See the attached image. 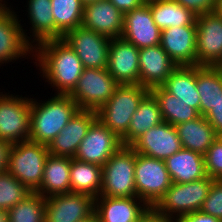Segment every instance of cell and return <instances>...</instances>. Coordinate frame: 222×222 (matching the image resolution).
<instances>
[{
  "label": "cell",
  "mask_w": 222,
  "mask_h": 222,
  "mask_svg": "<svg viewBox=\"0 0 222 222\" xmlns=\"http://www.w3.org/2000/svg\"><path fill=\"white\" fill-rule=\"evenodd\" d=\"M33 60L45 82L56 89L54 94L69 95L84 69L76 52L63 39L38 44L34 48Z\"/></svg>",
  "instance_id": "6da1fadb"
},
{
  "label": "cell",
  "mask_w": 222,
  "mask_h": 222,
  "mask_svg": "<svg viewBox=\"0 0 222 222\" xmlns=\"http://www.w3.org/2000/svg\"><path fill=\"white\" fill-rule=\"evenodd\" d=\"M79 110L70 95L53 94L45 101L31 98L29 140L48 146Z\"/></svg>",
  "instance_id": "7a4b0ae2"
},
{
  "label": "cell",
  "mask_w": 222,
  "mask_h": 222,
  "mask_svg": "<svg viewBox=\"0 0 222 222\" xmlns=\"http://www.w3.org/2000/svg\"><path fill=\"white\" fill-rule=\"evenodd\" d=\"M48 146L25 140L12 143L8 154L7 171L31 192H35L43 180Z\"/></svg>",
  "instance_id": "3957f363"
},
{
  "label": "cell",
  "mask_w": 222,
  "mask_h": 222,
  "mask_svg": "<svg viewBox=\"0 0 222 222\" xmlns=\"http://www.w3.org/2000/svg\"><path fill=\"white\" fill-rule=\"evenodd\" d=\"M150 90L139 84L119 85L97 111V119L120 139L128 132L133 114Z\"/></svg>",
  "instance_id": "277c9868"
},
{
  "label": "cell",
  "mask_w": 222,
  "mask_h": 222,
  "mask_svg": "<svg viewBox=\"0 0 222 222\" xmlns=\"http://www.w3.org/2000/svg\"><path fill=\"white\" fill-rule=\"evenodd\" d=\"M136 152L122 145L102 167L100 196L137 197L135 189Z\"/></svg>",
  "instance_id": "5b68a950"
},
{
  "label": "cell",
  "mask_w": 222,
  "mask_h": 222,
  "mask_svg": "<svg viewBox=\"0 0 222 222\" xmlns=\"http://www.w3.org/2000/svg\"><path fill=\"white\" fill-rule=\"evenodd\" d=\"M214 179L206 176L189 183H175L153 206L159 213L178 221L183 215L200 211Z\"/></svg>",
  "instance_id": "8992f818"
},
{
  "label": "cell",
  "mask_w": 222,
  "mask_h": 222,
  "mask_svg": "<svg viewBox=\"0 0 222 222\" xmlns=\"http://www.w3.org/2000/svg\"><path fill=\"white\" fill-rule=\"evenodd\" d=\"M0 92V140L16 143L30 138L31 97Z\"/></svg>",
  "instance_id": "52a82bcc"
},
{
  "label": "cell",
  "mask_w": 222,
  "mask_h": 222,
  "mask_svg": "<svg viewBox=\"0 0 222 222\" xmlns=\"http://www.w3.org/2000/svg\"><path fill=\"white\" fill-rule=\"evenodd\" d=\"M171 185L164 160L136 153L135 189L138 198L153 207Z\"/></svg>",
  "instance_id": "ba28073f"
},
{
  "label": "cell",
  "mask_w": 222,
  "mask_h": 222,
  "mask_svg": "<svg viewBox=\"0 0 222 222\" xmlns=\"http://www.w3.org/2000/svg\"><path fill=\"white\" fill-rule=\"evenodd\" d=\"M119 83L106 69L84 68L77 86L69 94L80 110L97 111L114 94Z\"/></svg>",
  "instance_id": "9c48e42d"
},
{
  "label": "cell",
  "mask_w": 222,
  "mask_h": 222,
  "mask_svg": "<svg viewBox=\"0 0 222 222\" xmlns=\"http://www.w3.org/2000/svg\"><path fill=\"white\" fill-rule=\"evenodd\" d=\"M62 39L76 52L83 68L108 67L110 37L80 26L66 32Z\"/></svg>",
  "instance_id": "30bf717a"
},
{
  "label": "cell",
  "mask_w": 222,
  "mask_h": 222,
  "mask_svg": "<svg viewBox=\"0 0 222 222\" xmlns=\"http://www.w3.org/2000/svg\"><path fill=\"white\" fill-rule=\"evenodd\" d=\"M198 66H222V18L215 12L196 17Z\"/></svg>",
  "instance_id": "8fae6325"
},
{
  "label": "cell",
  "mask_w": 222,
  "mask_h": 222,
  "mask_svg": "<svg viewBox=\"0 0 222 222\" xmlns=\"http://www.w3.org/2000/svg\"><path fill=\"white\" fill-rule=\"evenodd\" d=\"M121 146V139L96 119L78 146L74 158L103 167Z\"/></svg>",
  "instance_id": "7c38bea8"
},
{
  "label": "cell",
  "mask_w": 222,
  "mask_h": 222,
  "mask_svg": "<svg viewBox=\"0 0 222 222\" xmlns=\"http://www.w3.org/2000/svg\"><path fill=\"white\" fill-rule=\"evenodd\" d=\"M95 199L87 194L67 192L46 198L45 222H80L94 214Z\"/></svg>",
  "instance_id": "4fadbf2b"
},
{
  "label": "cell",
  "mask_w": 222,
  "mask_h": 222,
  "mask_svg": "<svg viewBox=\"0 0 222 222\" xmlns=\"http://www.w3.org/2000/svg\"><path fill=\"white\" fill-rule=\"evenodd\" d=\"M14 11L13 7L0 9V66L25 57L33 60L34 48L26 41L22 31L25 26Z\"/></svg>",
  "instance_id": "5bb4252c"
},
{
  "label": "cell",
  "mask_w": 222,
  "mask_h": 222,
  "mask_svg": "<svg viewBox=\"0 0 222 222\" xmlns=\"http://www.w3.org/2000/svg\"><path fill=\"white\" fill-rule=\"evenodd\" d=\"M136 153L165 160L183 147L175 126L163 121L143 133L130 145Z\"/></svg>",
  "instance_id": "9a60e30c"
},
{
  "label": "cell",
  "mask_w": 222,
  "mask_h": 222,
  "mask_svg": "<svg viewBox=\"0 0 222 222\" xmlns=\"http://www.w3.org/2000/svg\"><path fill=\"white\" fill-rule=\"evenodd\" d=\"M139 52L124 38H111L107 70L119 85L139 84Z\"/></svg>",
  "instance_id": "2e32d148"
},
{
  "label": "cell",
  "mask_w": 222,
  "mask_h": 222,
  "mask_svg": "<svg viewBox=\"0 0 222 222\" xmlns=\"http://www.w3.org/2000/svg\"><path fill=\"white\" fill-rule=\"evenodd\" d=\"M139 50L160 44L161 29L155 24L149 8V0L139 8L124 14L121 35Z\"/></svg>",
  "instance_id": "e0dca14e"
},
{
  "label": "cell",
  "mask_w": 222,
  "mask_h": 222,
  "mask_svg": "<svg viewBox=\"0 0 222 222\" xmlns=\"http://www.w3.org/2000/svg\"><path fill=\"white\" fill-rule=\"evenodd\" d=\"M196 25L169 27L161 31L160 45L178 66H196Z\"/></svg>",
  "instance_id": "ac0fdd59"
},
{
  "label": "cell",
  "mask_w": 222,
  "mask_h": 222,
  "mask_svg": "<svg viewBox=\"0 0 222 222\" xmlns=\"http://www.w3.org/2000/svg\"><path fill=\"white\" fill-rule=\"evenodd\" d=\"M97 119L96 111L79 110L48 145L51 155L74 158L78 146Z\"/></svg>",
  "instance_id": "d6986e66"
},
{
  "label": "cell",
  "mask_w": 222,
  "mask_h": 222,
  "mask_svg": "<svg viewBox=\"0 0 222 222\" xmlns=\"http://www.w3.org/2000/svg\"><path fill=\"white\" fill-rule=\"evenodd\" d=\"M177 67L160 44L140 49L139 85L149 90L161 86Z\"/></svg>",
  "instance_id": "ffe728a7"
},
{
  "label": "cell",
  "mask_w": 222,
  "mask_h": 222,
  "mask_svg": "<svg viewBox=\"0 0 222 222\" xmlns=\"http://www.w3.org/2000/svg\"><path fill=\"white\" fill-rule=\"evenodd\" d=\"M81 26L110 38L121 37L124 14L109 0H98L84 7Z\"/></svg>",
  "instance_id": "44dd1931"
},
{
  "label": "cell",
  "mask_w": 222,
  "mask_h": 222,
  "mask_svg": "<svg viewBox=\"0 0 222 222\" xmlns=\"http://www.w3.org/2000/svg\"><path fill=\"white\" fill-rule=\"evenodd\" d=\"M148 207L138 197L98 196L94 213L99 222H138Z\"/></svg>",
  "instance_id": "7402d4cb"
},
{
  "label": "cell",
  "mask_w": 222,
  "mask_h": 222,
  "mask_svg": "<svg viewBox=\"0 0 222 222\" xmlns=\"http://www.w3.org/2000/svg\"><path fill=\"white\" fill-rule=\"evenodd\" d=\"M25 7L29 18L30 32L23 29V34L26 41L35 48L38 44L47 41L55 40V23L52 14L51 0H27ZM31 34L30 37L27 34ZM33 37V38H32Z\"/></svg>",
  "instance_id": "603a6c76"
},
{
  "label": "cell",
  "mask_w": 222,
  "mask_h": 222,
  "mask_svg": "<svg viewBox=\"0 0 222 222\" xmlns=\"http://www.w3.org/2000/svg\"><path fill=\"white\" fill-rule=\"evenodd\" d=\"M172 182L189 183L207 176L204 155L182 148L165 160Z\"/></svg>",
  "instance_id": "cb8c5ba5"
},
{
  "label": "cell",
  "mask_w": 222,
  "mask_h": 222,
  "mask_svg": "<svg viewBox=\"0 0 222 222\" xmlns=\"http://www.w3.org/2000/svg\"><path fill=\"white\" fill-rule=\"evenodd\" d=\"M71 158L49 154L44 167L43 180L35 191L44 198L71 192Z\"/></svg>",
  "instance_id": "d4e9b609"
},
{
  "label": "cell",
  "mask_w": 222,
  "mask_h": 222,
  "mask_svg": "<svg viewBox=\"0 0 222 222\" xmlns=\"http://www.w3.org/2000/svg\"><path fill=\"white\" fill-rule=\"evenodd\" d=\"M163 121L159 104L149 91L140 101L133 114L128 132L121 138L122 145H131L143 133Z\"/></svg>",
  "instance_id": "484cf974"
},
{
  "label": "cell",
  "mask_w": 222,
  "mask_h": 222,
  "mask_svg": "<svg viewBox=\"0 0 222 222\" xmlns=\"http://www.w3.org/2000/svg\"><path fill=\"white\" fill-rule=\"evenodd\" d=\"M178 137L184 149L204 155L217 135L210 122L204 116L177 124Z\"/></svg>",
  "instance_id": "4316f807"
},
{
  "label": "cell",
  "mask_w": 222,
  "mask_h": 222,
  "mask_svg": "<svg viewBox=\"0 0 222 222\" xmlns=\"http://www.w3.org/2000/svg\"><path fill=\"white\" fill-rule=\"evenodd\" d=\"M161 86L200 112L201 98L196 86V66H178Z\"/></svg>",
  "instance_id": "83f0119b"
},
{
  "label": "cell",
  "mask_w": 222,
  "mask_h": 222,
  "mask_svg": "<svg viewBox=\"0 0 222 222\" xmlns=\"http://www.w3.org/2000/svg\"><path fill=\"white\" fill-rule=\"evenodd\" d=\"M200 115L205 116L222 99V66L196 65Z\"/></svg>",
  "instance_id": "f1b7e54d"
},
{
  "label": "cell",
  "mask_w": 222,
  "mask_h": 222,
  "mask_svg": "<svg viewBox=\"0 0 222 222\" xmlns=\"http://www.w3.org/2000/svg\"><path fill=\"white\" fill-rule=\"evenodd\" d=\"M155 24L162 30L169 27L196 25V15L175 0H149Z\"/></svg>",
  "instance_id": "f546056e"
},
{
  "label": "cell",
  "mask_w": 222,
  "mask_h": 222,
  "mask_svg": "<svg viewBox=\"0 0 222 222\" xmlns=\"http://www.w3.org/2000/svg\"><path fill=\"white\" fill-rule=\"evenodd\" d=\"M71 192L83 193L94 199L100 196L102 187V167L71 158Z\"/></svg>",
  "instance_id": "4dcf8cb0"
},
{
  "label": "cell",
  "mask_w": 222,
  "mask_h": 222,
  "mask_svg": "<svg viewBox=\"0 0 222 222\" xmlns=\"http://www.w3.org/2000/svg\"><path fill=\"white\" fill-rule=\"evenodd\" d=\"M150 92L159 104L163 120L172 126L201 116L197 109L189 107L176 96L168 93L162 86L153 87Z\"/></svg>",
  "instance_id": "1f68e13d"
},
{
  "label": "cell",
  "mask_w": 222,
  "mask_h": 222,
  "mask_svg": "<svg viewBox=\"0 0 222 222\" xmlns=\"http://www.w3.org/2000/svg\"><path fill=\"white\" fill-rule=\"evenodd\" d=\"M51 5L55 39H62L66 32L81 26L84 6L80 0H51Z\"/></svg>",
  "instance_id": "d6a6232c"
},
{
  "label": "cell",
  "mask_w": 222,
  "mask_h": 222,
  "mask_svg": "<svg viewBox=\"0 0 222 222\" xmlns=\"http://www.w3.org/2000/svg\"><path fill=\"white\" fill-rule=\"evenodd\" d=\"M46 198L32 192L8 212L9 222H45Z\"/></svg>",
  "instance_id": "836d02e7"
},
{
  "label": "cell",
  "mask_w": 222,
  "mask_h": 222,
  "mask_svg": "<svg viewBox=\"0 0 222 222\" xmlns=\"http://www.w3.org/2000/svg\"><path fill=\"white\" fill-rule=\"evenodd\" d=\"M32 192L7 170L0 172V209L9 211Z\"/></svg>",
  "instance_id": "e575fe53"
},
{
  "label": "cell",
  "mask_w": 222,
  "mask_h": 222,
  "mask_svg": "<svg viewBox=\"0 0 222 222\" xmlns=\"http://www.w3.org/2000/svg\"><path fill=\"white\" fill-rule=\"evenodd\" d=\"M205 171L212 179H222V137H217L204 154Z\"/></svg>",
  "instance_id": "d590c367"
},
{
  "label": "cell",
  "mask_w": 222,
  "mask_h": 222,
  "mask_svg": "<svg viewBox=\"0 0 222 222\" xmlns=\"http://www.w3.org/2000/svg\"><path fill=\"white\" fill-rule=\"evenodd\" d=\"M200 211L212 215L222 222V179H214Z\"/></svg>",
  "instance_id": "8d00e7d4"
},
{
  "label": "cell",
  "mask_w": 222,
  "mask_h": 222,
  "mask_svg": "<svg viewBox=\"0 0 222 222\" xmlns=\"http://www.w3.org/2000/svg\"><path fill=\"white\" fill-rule=\"evenodd\" d=\"M179 5L199 16L215 10L217 0H175Z\"/></svg>",
  "instance_id": "74e56055"
},
{
  "label": "cell",
  "mask_w": 222,
  "mask_h": 222,
  "mask_svg": "<svg viewBox=\"0 0 222 222\" xmlns=\"http://www.w3.org/2000/svg\"><path fill=\"white\" fill-rule=\"evenodd\" d=\"M204 117L210 122L217 137H222V99Z\"/></svg>",
  "instance_id": "f35d334b"
},
{
  "label": "cell",
  "mask_w": 222,
  "mask_h": 222,
  "mask_svg": "<svg viewBox=\"0 0 222 222\" xmlns=\"http://www.w3.org/2000/svg\"><path fill=\"white\" fill-rule=\"evenodd\" d=\"M138 222H176L173 218L159 213L154 207L148 209L141 215Z\"/></svg>",
  "instance_id": "ab89813d"
},
{
  "label": "cell",
  "mask_w": 222,
  "mask_h": 222,
  "mask_svg": "<svg viewBox=\"0 0 222 222\" xmlns=\"http://www.w3.org/2000/svg\"><path fill=\"white\" fill-rule=\"evenodd\" d=\"M176 222H221V221L212 215L205 214L201 211H195V212L183 215Z\"/></svg>",
  "instance_id": "60d3db41"
},
{
  "label": "cell",
  "mask_w": 222,
  "mask_h": 222,
  "mask_svg": "<svg viewBox=\"0 0 222 222\" xmlns=\"http://www.w3.org/2000/svg\"><path fill=\"white\" fill-rule=\"evenodd\" d=\"M123 14L139 8L145 0H109Z\"/></svg>",
  "instance_id": "b9f144b4"
},
{
  "label": "cell",
  "mask_w": 222,
  "mask_h": 222,
  "mask_svg": "<svg viewBox=\"0 0 222 222\" xmlns=\"http://www.w3.org/2000/svg\"><path fill=\"white\" fill-rule=\"evenodd\" d=\"M10 147V142L0 140V172H3L7 169L8 154Z\"/></svg>",
  "instance_id": "7bdbcfd3"
},
{
  "label": "cell",
  "mask_w": 222,
  "mask_h": 222,
  "mask_svg": "<svg viewBox=\"0 0 222 222\" xmlns=\"http://www.w3.org/2000/svg\"><path fill=\"white\" fill-rule=\"evenodd\" d=\"M0 222H9L8 212L0 209Z\"/></svg>",
  "instance_id": "ee69618b"
},
{
  "label": "cell",
  "mask_w": 222,
  "mask_h": 222,
  "mask_svg": "<svg viewBox=\"0 0 222 222\" xmlns=\"http://www.w3.org/2000/svg\"><path fill=\"white\" fill-rule=\"evenodd\" d=\"M214 11L222 18V0H217Z\"/></svg>",
  "instance_id": "f6af8a7d"
},
{
  "label": "cell",
  "mask_w": 222,
  "mask_h": 222,
  "mask_svg": "<svg viewBox=\"0 0 222 222\" xmlns=\"http://www.w3.org/2000/svg\"><path fill=\"white\" fill-rule=\"evenodd\" d=\"M6 0H0V9H11V5L6 4Z\"/></svg>",
  "instance_id": "bcb514c9"
},
{
  "label": "cell",
  "mask_w": 222,
  "mask_h": 222,
  "mask_svg": "<svg viewBox=\"0 0 222 222\" xmlns=\"http://www.w3.org/2000/svg\"><path fill=\"white\" fill-rule=\"evenodd\" d=\"M80 222H99L97 216L95 215V213L88 219L80 221Z\"/></svg>",
  "instance_id": "7dc6e473"
},
{
  "label": "cell",
  "mask_w": 222,
  "mask_h": 222,
  "mask_svg": "<svg viewBox=\"0 0 222 222\" xmlns=\"http://www.w3.org/2000/svg\"><path fill=\"white\" fill-rule=\"evenodd\" d=\"M80 1L83 4V6L85 7L86 5L95 3L98 0H80Z\"/></svg>",
  "instance_id": "c3c4849f"
}]
</instances>
